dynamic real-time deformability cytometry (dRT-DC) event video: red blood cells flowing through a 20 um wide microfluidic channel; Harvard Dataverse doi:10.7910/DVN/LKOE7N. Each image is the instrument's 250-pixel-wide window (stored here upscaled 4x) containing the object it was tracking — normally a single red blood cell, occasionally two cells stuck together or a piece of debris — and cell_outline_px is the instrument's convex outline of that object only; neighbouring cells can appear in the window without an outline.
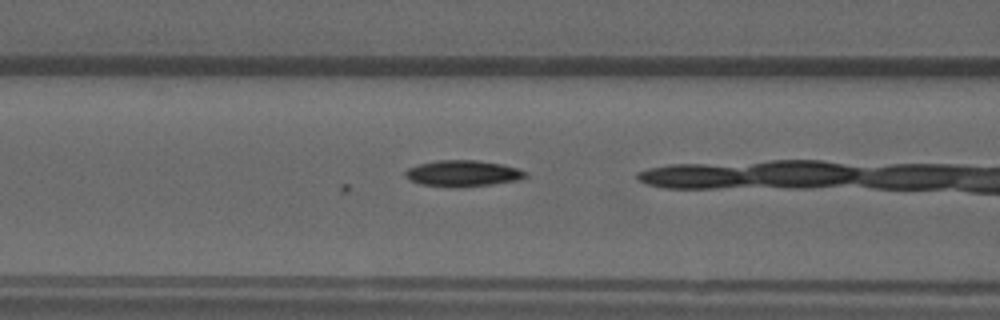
{"species": "common noctule bat (a hibernating species)", "species_latin": "Nyctalus noctula", "temperature_condition": "warm", "stored_images_in_passage": 28, "camera_frame_rate_fps": 3000, "um_per_image_px": 0.085, "animal": {"sex": "male", "forearm_length_mm": 52.5}, "frame": {"image": 1, "passage_image": 7, "time_ms": 2.0, "image_size_px": [1000, 320], "cell_outline_px": [[528, 176], [520, 180], [492, 184], [460, 188], [452, 188], [420, 184], [408, 180], [404, 176], [404, 172], [408, 168], [416, 164], [436, 160], [476, 160], [504, 164], [520, 168], [528, 172]], "centroid_in_image_um": [39.34, 14.74], "position_along_channel_um": 127.3, "area_um2": 18.96}}
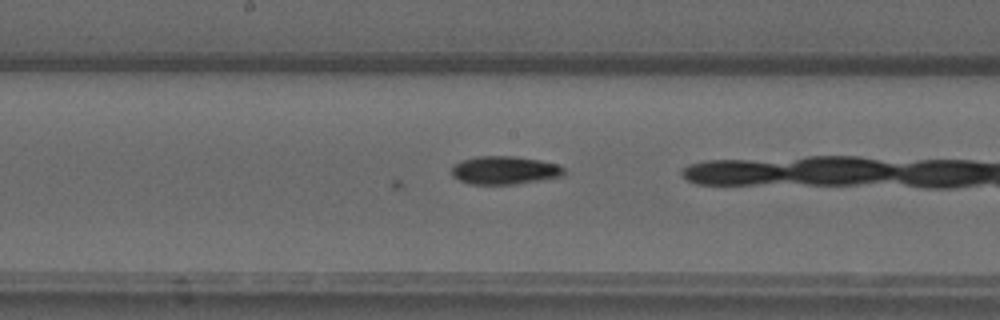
{"frame": {"image": 2, "passage_image": 13, "time_ms": 4.0, "image_size_px": [1000, 320], "cell_outline_px": [[564, 176], [516, 184], [472, 184], [460, 180], [452, 176], [452, 168], [460, 160], [476, 156], [516, 156], [540, 160], [556, 164], [564, 168]], "centroid_in_image_um": [42.89, 14.46], "position_along_channel_um": 205.3, "area_um2": 18.44}}